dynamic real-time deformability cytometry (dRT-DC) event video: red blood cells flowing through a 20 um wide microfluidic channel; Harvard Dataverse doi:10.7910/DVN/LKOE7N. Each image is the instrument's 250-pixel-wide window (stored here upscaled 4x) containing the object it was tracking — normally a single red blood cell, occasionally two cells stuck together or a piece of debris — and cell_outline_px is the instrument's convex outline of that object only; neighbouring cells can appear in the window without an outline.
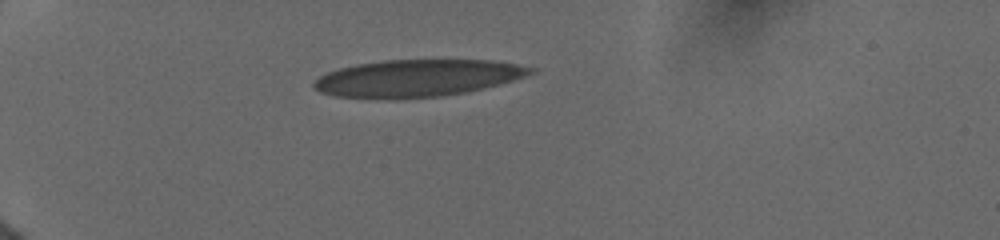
{"species": "human", "species_latin": "Homo sapiens", "temperature_condition": "cold", "stored_images_in_passage": 26, "camera_frame_rate_fps": 3000, "um_per_image_px": 0.085, "donor": {"sex": "female"}, "frame": {"image": 1, "passage_image": 1, "time_ms": 0.0, "image_size_px": [1000, 240], "cell_outline_px": [[536, 72], [512, 80], [468, 92], [444, 96], [396, 100], [388, 100], [336, 96], [320, 92], [312, 84], [320, 76], [328, 72], [340, 68], [356, 64], [384, 60], [492, 60], [516, 64], [536, 68]], "centroid_in_image_um": [35.45, 6.66], "position_along_channel_um": 49.5, "area_um2": 47.11}}
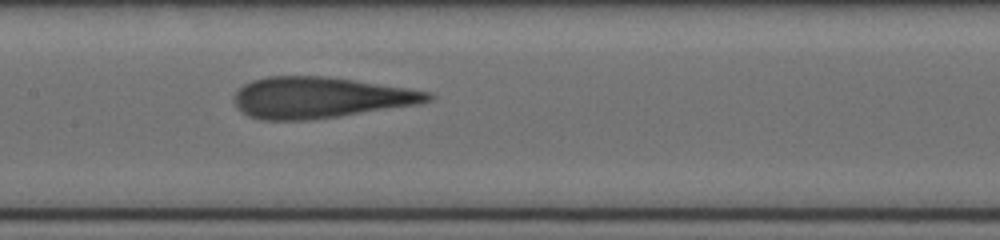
{"frame": {"image": 2, "passage_image": 15, "time_ms": 4.333, "image_size_px": [1000, 240], "cell_outline_px": [[436, 96], [432, 100], [420, 104], [340, 116], [308, 120], [260, 120], [248, 116], [236, 104], [236, 92], [244, 84], [252, 80], [268, 76], [328, 76], [356, 80], [408, 88], [432, 92]], "centroid_in_image_um": [27.28, 8.29], "position_along_channel_um": 180.1, "area_um2": 46.47}}
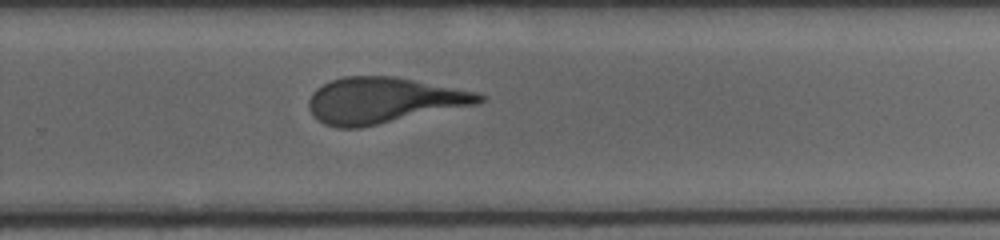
{"frame": {"image": 3, "passage_image": 26, "time_ms": 7.333, "image_size_px": [1000, 240], "cell_outline_px": [[488, 96], [484, 100], [476, 104], [360, 128], [336, 128], [324, 124], [308, 108], [308, 100], [312, 92], [316, 88], [332, 80], [344, 76], [396, 76], [476, 92]], "centroid_in_image_um": [32.57, 8.52], "position_along_channel_um": 297.2, "area_um2": 45.37}}